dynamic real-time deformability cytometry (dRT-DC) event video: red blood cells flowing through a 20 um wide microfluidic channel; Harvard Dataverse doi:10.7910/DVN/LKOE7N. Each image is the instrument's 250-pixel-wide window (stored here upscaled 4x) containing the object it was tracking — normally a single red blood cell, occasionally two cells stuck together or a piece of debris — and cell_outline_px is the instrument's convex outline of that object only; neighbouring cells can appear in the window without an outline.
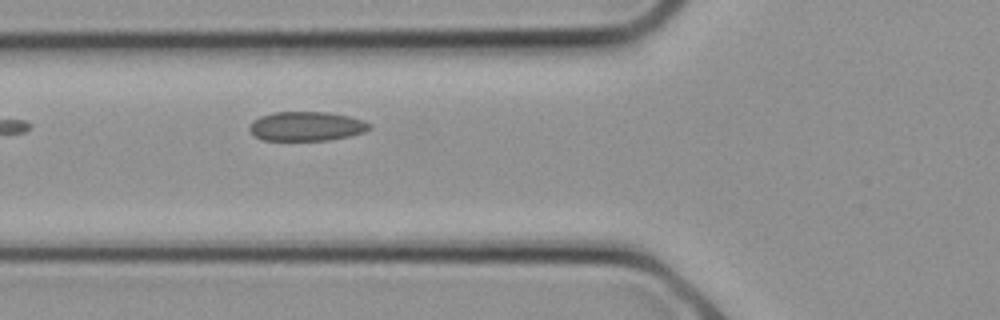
{"species": "common noctule bat (a hibernating species)", "species_latin": "Nyctalus noctula", "temperature_condition": "cold", "stored_images_in_passage": 4, "camera_frame_rate_fps": 3000, "um_per_image_px": 0.085, "animal": {"sex": "female", "body_mass_g": 21.9}, "frame": {"image": 1, "passage_image": 4, "time_ms": 1.0, "image_size_px": [1000, 320], "cell_outline_px": [[372, 128], [364, 132], [332, 140], [264, 140], [256, 136], [248, 128], [252, 120], [260, 116], [272, 112], [328, 112], [348, 116], [364, 120], [372, 124]], "centroid_in_image_um": [26.07, 10.72], "position_along_channel_um": 99.7, "area_um2": 20.58}}